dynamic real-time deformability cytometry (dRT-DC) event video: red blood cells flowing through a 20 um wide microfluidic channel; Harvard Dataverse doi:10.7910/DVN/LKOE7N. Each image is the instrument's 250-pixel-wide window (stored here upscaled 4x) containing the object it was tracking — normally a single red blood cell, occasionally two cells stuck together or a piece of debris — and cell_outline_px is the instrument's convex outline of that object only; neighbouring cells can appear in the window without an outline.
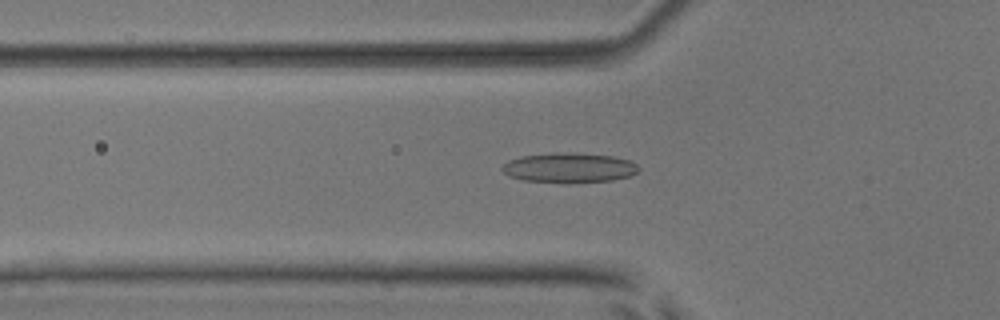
{"species": "common noctule bat (a hibernating species)", "species_latin": "Nyctalus noctula", "temperature_condition": "room temperature", "stored_images_in_passage": 53, "camera_frame_rate_fps": 3000, "um_per_image_px": 0.085, "animal": {"sex": "male", "body_mass_g": 17.9, "forearm_length_mm": 54.2}, "frame": {"image": 1, "passage_image": 19, "time_ms": 6.0, "image_size_px": [1000, 320], "cell_outline_px": [[640, 168], [636, 172], [628, 176], [612, 180], [524, 180], [508, 176], [500, 168], [508, 160], [520, 156], [552, 152], [572, 152], [612, 156], [628, 160], [636, 164]], "centroid_in_image_um": [48.33, 14.2], "position_along_channel_um": 77.5, "area_um2": 22.83}}
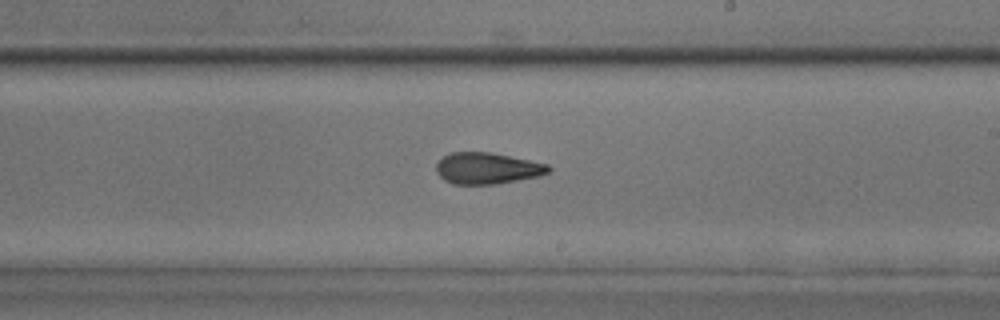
{"frame": {"image": 2, "passage_image": 32, "time_ms": 10.333, "image_size_px": [1000, 320], "cell_outline_px": [[552, 168], [548, 172], [540, 176], [496, 184], [452, 184], [444, 180], [436, 172], [436, 164], [444, 156], [452, 152], [492, 152], [548, 164]], "centroid_in_image_um": [41.42, 14.3], "position_along_channel_um": 247.6, "area_um2": 20.58}}
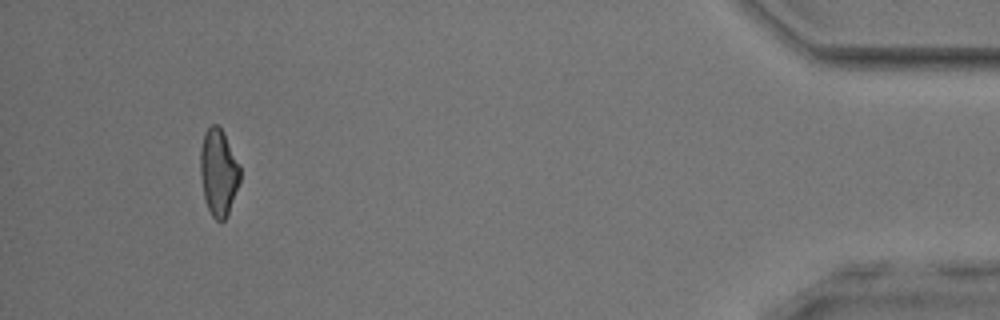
{"frame": {"image": 3, "passage_image": 50, "time_ms": 16.333, "image_size_px": [1000, 320], "cell_outline_px": [[240, 180], [228, 212], [224, 220], [216, 220], [212, 216], [208, 208], [204, 196], [200, 176], [200, 148], [204, 132], [212, 124], [216, 124], [220, 128], [240, 164]], "centroid_in_image_um": [18.56, 14.63], "position_along_channel_um": 416.6, "area_um2": 19.83}, "authors_computed_cell_mechanics": {"area_um2": 21.2704, "velocity_mm_per_s": 3.9267, "shape_relaxation_time_tau1_ms": 3.3169, "shape_relaxation_time_tau2_ms": 1.7158, "deformation_change_tau1": 0.119, "deformation_change_tau2": 0.0926}}